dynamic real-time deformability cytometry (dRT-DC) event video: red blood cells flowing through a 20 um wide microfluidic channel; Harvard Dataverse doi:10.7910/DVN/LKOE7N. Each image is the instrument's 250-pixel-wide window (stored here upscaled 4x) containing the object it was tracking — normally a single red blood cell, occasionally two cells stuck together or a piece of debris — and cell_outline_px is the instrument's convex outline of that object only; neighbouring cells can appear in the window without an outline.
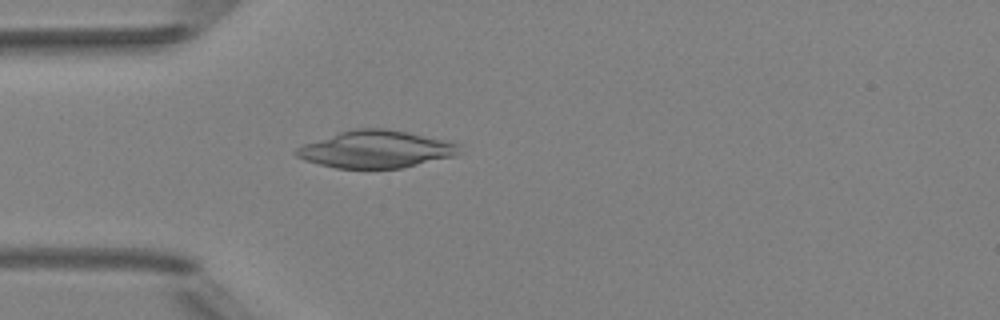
{"species": "Egyptian fruit bat (a non-hibernating species)", "species_latin": "Rousettus aegyptiacus", "temperature_condition": "room temperature", "stored_images_in_passage": 5, "camera_frame_rate_fps": 3000, "um_per_image_px": 0.085, "animal": {"sex": "female"}, "frame": {"image": 1, "passage_image": 5, "time_ms": 4.333, "image_size_px": [1000, 320], "cell_outline_px": [[460, 144], [456, 156], [400, 168], [336, 168], [304, 160], [296, 156], [292, 152], [296, 148], [304, 144], [340, 132], [356, 128], [384, 128], [408, 132], [452, 140]], "centroid_in_image_um": [31.99, 12.68], "position_along_channel_um": 53.0, "area_um2": 35.49}}